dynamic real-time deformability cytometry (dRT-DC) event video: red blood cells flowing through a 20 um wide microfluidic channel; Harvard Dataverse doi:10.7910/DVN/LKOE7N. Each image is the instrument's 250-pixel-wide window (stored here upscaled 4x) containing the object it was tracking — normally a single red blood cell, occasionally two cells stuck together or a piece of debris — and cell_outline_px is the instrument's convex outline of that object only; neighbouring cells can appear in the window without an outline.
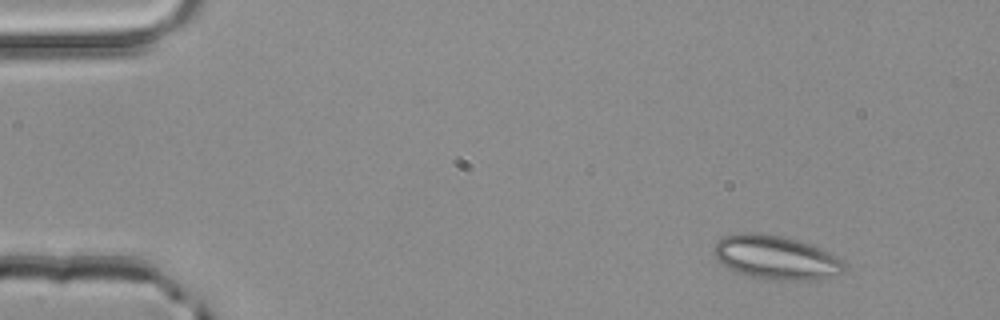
{"species": "common noctule bat (a hibernating species)", "species_latin": "Nyctalus noctula", "temperature_condition": "room temperature", "stored_images_in_passage": 47, "camera_frame_rate_fps": 3000, "um_per_image_px": 0.085, "animal": {"sex": "male", "body_mass_g": 20.4}, "frame": {"image": 1, "passage_image": 1, "time_ms": 0.0, "image_size_px": [1000, 320], "cell_outline_px": [[844, 268], [836, 276], [820, 280], [776, 280], [752, 276], [728, 268], [712, 252], [712, 248], [724, 236], [740, 232], [760, 232], [784, 236], [808, 244], [828, 252], [840, 260], [844, 264]], "centroid_in_image_um": [65.94, 21.88], "position_along_channel_um": 19.1, "area_um2": 32.95}}
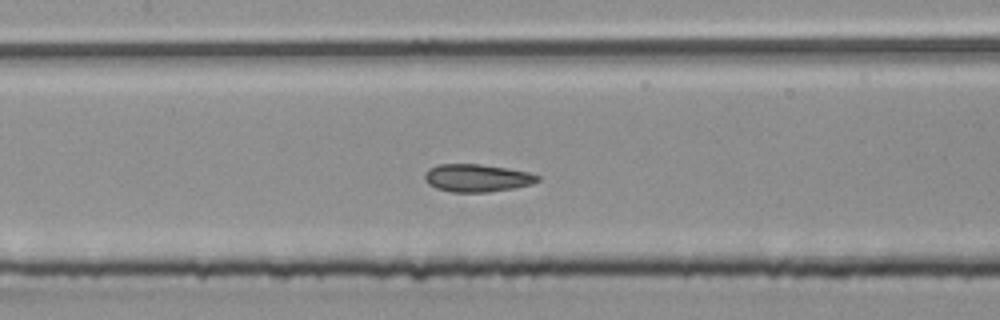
{"frame": {"image": 2, "passage_image": 20, "time_ms": 6.333, "image_size_px": [1000, 320], "cell_outline_px": [[540, 180], [532, 184], [512, 188], [488, 192], [452, 192], [436, 188], [428, 184], [424, 180], [424, 176], [428, 168], [436, 164], [480, 164], [528, 172], [540, 176]], "centroid_in_image_um": [40.5, 15.12], "position_along_channel_um": 166.9, "area_um2": 18.21}}
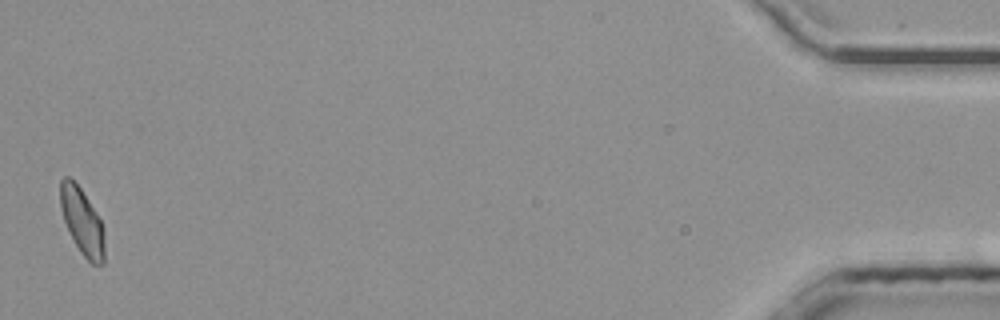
{"frame": {"image": 3, "passage_image": 47, "time_ms": 15.333, "image_size_px": [1000, 320], "cell_outline_px": [[104, 264], [92, 264], [80, 252], [64, 220], [60, 208], [60, 180], [64, 176], [68, 176], [80, 188], [96, 212], [104, 228]], "centroid_in_image_um": [6.98, 18.82], "position_along_channel_um": 428.2, "area_um2": 16.88}, "authors_computed_cell_mechanics": {"area_um2": 17.9758, "velocity_mm_per_s": 3.9974, "shape_relaxation_time_tau1_ms": 4.1534, "shape_relaxation_time_tau2_ms": 1.1847, "deformation_change_tau1": 0.0906, "deformation_change_tau2": 0.0636}}